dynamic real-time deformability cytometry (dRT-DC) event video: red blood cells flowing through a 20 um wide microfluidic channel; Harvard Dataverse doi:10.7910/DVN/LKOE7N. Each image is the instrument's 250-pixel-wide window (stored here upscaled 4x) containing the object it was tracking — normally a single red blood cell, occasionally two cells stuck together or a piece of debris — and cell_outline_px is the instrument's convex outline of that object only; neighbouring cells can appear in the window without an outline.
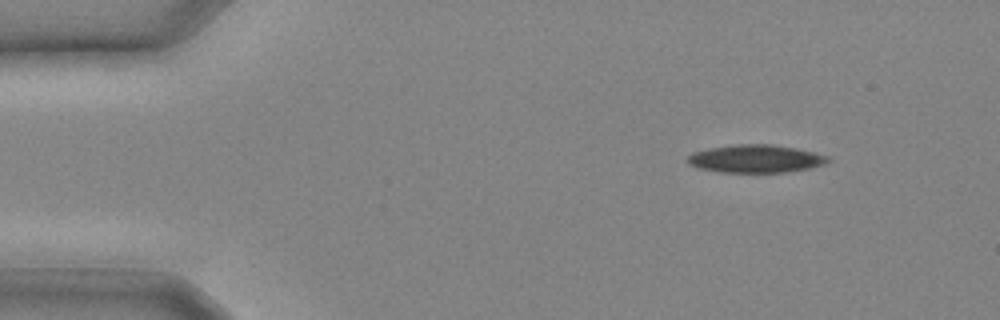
{"species": "common noctule bat (a hibernating species)", "species_latin": "Nyctalus noctula", "temperature_condition": "cold", "stored_images_in_passage": 16, "camera_frame_rate_fps": 3000, "um_per_image_px": 0.085, "animal": {"sex": "male", "body_mass_g": 20.4}, "frame": {"image": 1, "passage_image": 1, "time_ms": 0.0, "image_size_px": [1000, 320], "cell_outline_px": [[832, 160], [824, 164], [812, 168], [788, 172], [720, 172], [696, 168], [688, 164], [684, 160], [692, 152], [708, 148], [736, 144], [772, 144], [796, 148], [828, 156]], "centroid_in_image_um": [64.2, 13.49], "position_along_channel_um": 20.8, "area_um2": 23.12}}
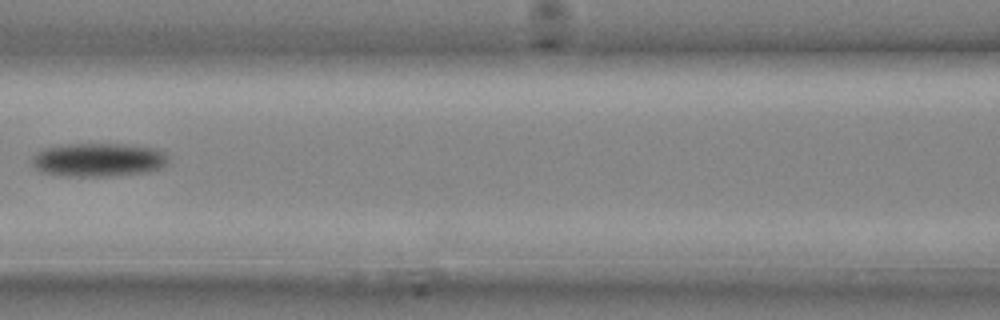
{"frame": {"image": 2, "passage_image": 10, "time_ms": 3.0, "image_size_px": [1000, 320], "cell_outline_px": [[168, 164], [164, 168], [148, 172], [112, 176], [68, 176], [40, 172], [32, 164], [32, 156], [36, 152], [44, 148], [68, 144], [124, 144], [156, 148], [164, 152], [168, 156]], "centroid_in_image_um": [8.4, 13.59], "position_along_channel_um": 158.2, "area_um2": 26.99}}
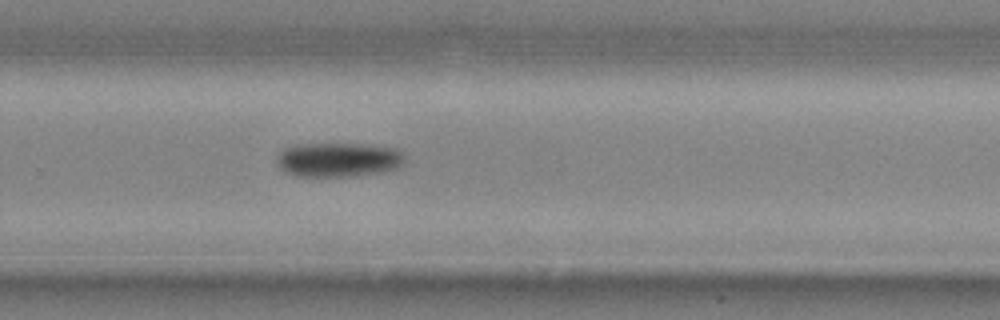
{"frame": {"image": 3, "passage_image": 16, "time_ms": 5.0, "image_size_px": [1000, 320], "cell_outline_px": [[404, 164], [400, 168], [380, 172], [352, 176], [296, 176], [284, 172], [276, 164], [276, 156], [280, 148], [296, 144], [368, 144], [400, 148], [404, 156]], "centroid_in_image_um": [28.75, 13.56], "position_along_channel_um": 301.1, "area_um2": 26.24}}